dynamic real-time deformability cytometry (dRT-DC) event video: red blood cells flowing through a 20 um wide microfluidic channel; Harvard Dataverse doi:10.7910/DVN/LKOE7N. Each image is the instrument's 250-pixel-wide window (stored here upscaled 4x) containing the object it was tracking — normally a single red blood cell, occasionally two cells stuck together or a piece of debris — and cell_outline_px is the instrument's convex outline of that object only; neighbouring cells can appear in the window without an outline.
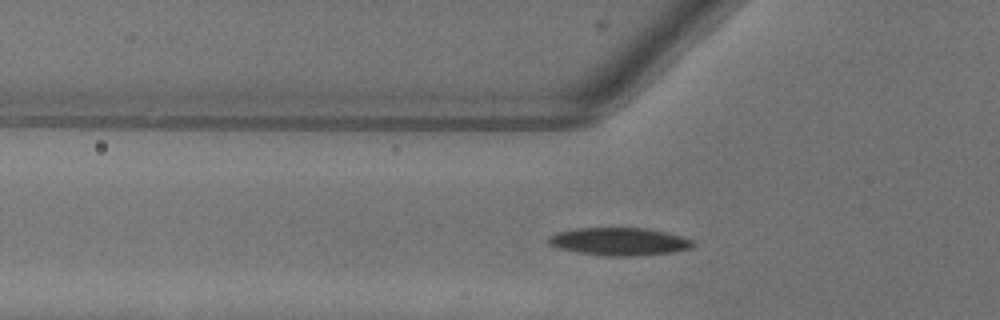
{"species": "common noctule bat (a hibernating species)", "species_latin": "Nyctalus noctula", "temperature_condition": "warm", "stored_images_in_passage": 38, "camera_frame_rate_fps": 3000, "um_per_image_px": 0.085, "animal": {"sex": "female"}, "frame": {"image": 1, "passage_image": 5, "time_ms": 1.333, "image_size_px": [1000, 320], "cell_outline_px": [[696, 244], [692, 248], [676, 252], [636, 256], [612, 256], [576, 252], [560, 248], [548, 244], [548, 236], [556, 232], [576, 228], [648, 228], [680, 236], [692, 240]], "centroid_in_image_um": [52.65, 20.53], "position_along_channel_um": 73.1, "area_um2": 23.47}}
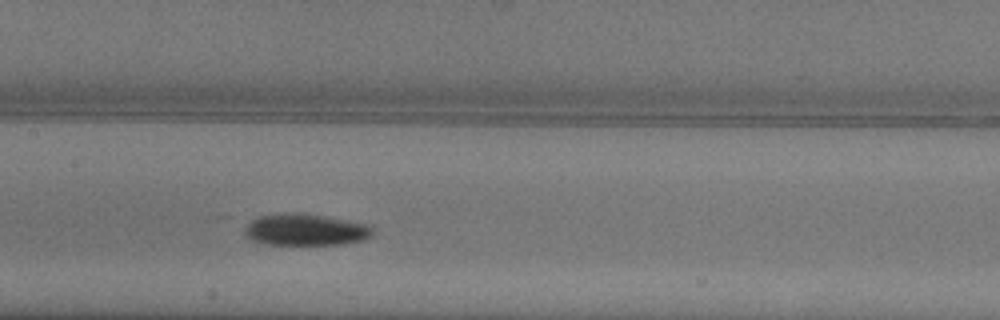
{"frame": {"image": 2, "passage_image": 13, "time_ms": 4.0, "image_size_px": [1000, 320], "cell_outline_px": [[372, 232], [364, 240], [340, 244], [264, 244], [252, 240], [244, 232], [248, 224], [252, 220], [260, 216], [288, 212], [320, 216], [372, 224]], "centroid_in_image_um": [25.97, 19.53], "position_along_channel_um": 181.4, "area_um2": 23.18}}
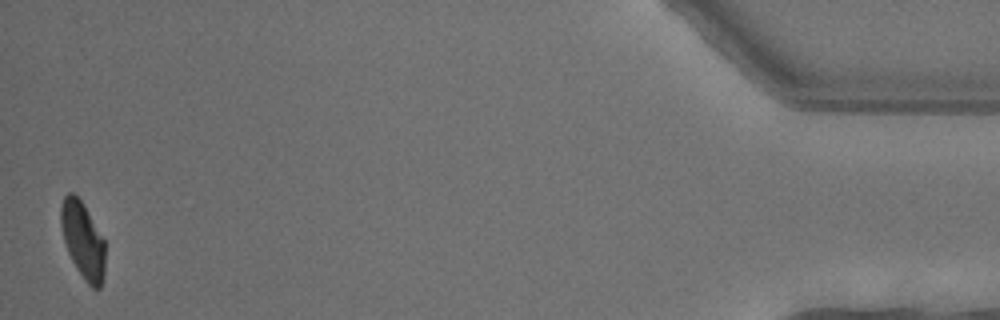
{"frame": {"image": 3, "passage_image": 38, "time_ms": 12.333, "image_size_px": [1000, 320], "cell_outline_px": [[104, 276], [100, 288], [92, 288], [84, 280], [76, 268], [68, 252], [64, 240], [60, 224], [60, 208], [64, 196], [68, 192], [72, 192], [84, 204], [104, 240]], "centroid_in_image_um": [7.03, 20.41], "position_along_channel_um": 428.2, "area_um2": 19.65}, "authors_computed_cell_mechanics": {"area_um2": 22.6287, "velocity_mm_per_s": 4.0409, "shape_relaxation_time_tau1_ms": 3.8989, "shape_relaxation_time_tau2_ms": null, "deformation_change_tau1": 0.1466, "deformation_change_tau2": null}}